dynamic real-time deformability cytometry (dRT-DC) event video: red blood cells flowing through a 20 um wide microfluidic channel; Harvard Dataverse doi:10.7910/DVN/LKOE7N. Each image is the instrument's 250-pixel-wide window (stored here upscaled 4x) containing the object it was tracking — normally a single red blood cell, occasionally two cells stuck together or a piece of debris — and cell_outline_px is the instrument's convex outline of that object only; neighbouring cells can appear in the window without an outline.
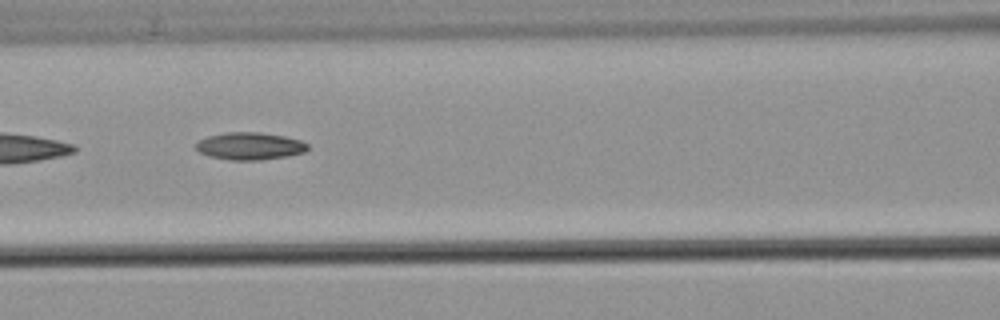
{"species": "common noctule bat (a hibernating species)", "species_latin": "Nyctalus noctula", "temperature_condition": "warm", "stored_images_in_passage": 8, "camera_frame_rate_fps": 3000, "um_per_image_px": 0.085, "animal": {"sex": "male", "body_mass_g": 21.5, "forearm_length_mm": 52.0}, "frame": {"image": 1, "passage_image": 7, "time_ms": 8.0, "image_size_px": [1000, 320], "cell_outline_px": [[308, 148], [304, 152], [288, 156], [260, 160], [228, 160], [208, 156], [200, 152], [196, 148], [196, 144], [200, 140], [208, 136], [228, 132], [260, 132], [284, 136], [300, 140], [308, 144]], "centroid_in_image_um": [21.24, 12.42], "position_along_channel_um": 145.4, "area_um2": 17.8}}